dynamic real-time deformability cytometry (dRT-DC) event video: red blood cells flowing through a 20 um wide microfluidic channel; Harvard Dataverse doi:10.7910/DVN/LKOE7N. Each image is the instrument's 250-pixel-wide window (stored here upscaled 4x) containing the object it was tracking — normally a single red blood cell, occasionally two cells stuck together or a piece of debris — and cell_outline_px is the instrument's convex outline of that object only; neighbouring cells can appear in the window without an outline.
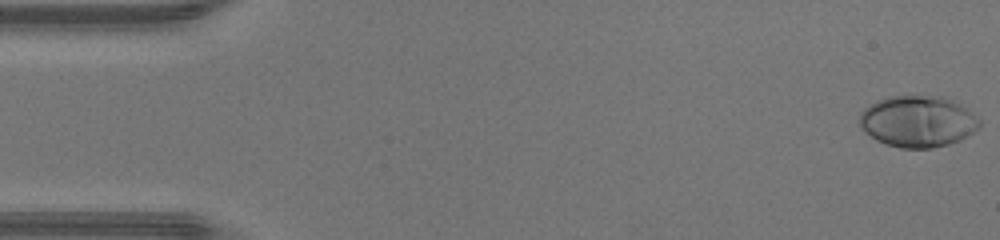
{"species": "human", "species_latin": "Homo sapiens", "temperature_condition": "warm", "stored_images_in_passage": 46, "camera_frame_rate_fps": 3000, "um_per_image_px": 0.085, "donor": {"sex": "male"}, "frame": {"image": 1, "passage_image": 1, "time_ms": 0.0, "image_size_px": [1000, 240], "cell_outline_px": [[980, 128], [960, 140], [948, 144], [932, 148], [900, 148], [876, 140], [860, 124], [860, 112], [864, 108], [876, 100], [888, 96], [944, 96], [952, 100], [964, 108], [980, 120]], "centroid_in_image_um": [78.01, 10.31], "position_along_channel_um": 7.0, "area_um2": 35.6}}
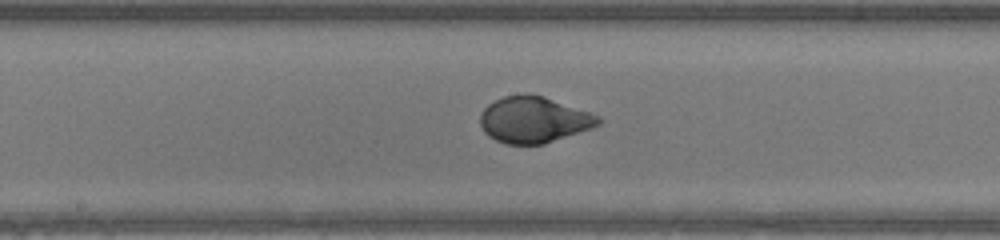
{"frame": {"image": 2, "passage_image": 24, "time_ms": 7.667, "image_size_px": [1000, 240], "cell_outline_px": [[604, 120], [600, 124], [592, 128], [544, 144], [504, 144], [488, 136], [484, 132], [480, 124], [480, 112], [488, 104], [504, 96], [528, 92], [544, 96], [600, 116]], "centroid_in_image_um": [45.36, 10.17], "position_along_channel_um": 202.8, "area_um2": 32.08}}
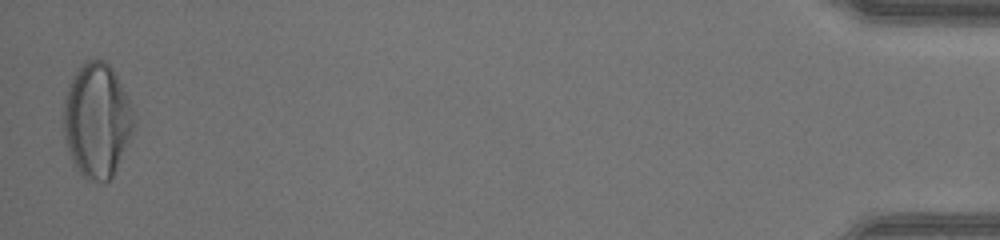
{"frame": {"image": 3, "passage_image": 46, "time_ms": 15.0, "image_size_px": [1000, 240], "cell_outline_px": [[136, 120], [112, 176], [104, 184], [88, 180], [76, 168], [68, 148], [64, 136], [64, 96], [68, 84], [72, 76], [88, 60], [104, 60], [112, 68], [128, 100]], "centroid_in_image_um": [8.21, 10.23], "position_along_channel_um": 427.0, "area_um2": 45.95}, "authors_computed_cell_mechanics": {"area_um2": 33.0327, "velocity_mm_per_s": 4.4387, "shape_relaxation_time_tau1_ms": 3.3901, "shape_relaxation_time_tau2_ms": null, "deformation_change_tau1": 0.2187, "deformation_change_tau2": null}}